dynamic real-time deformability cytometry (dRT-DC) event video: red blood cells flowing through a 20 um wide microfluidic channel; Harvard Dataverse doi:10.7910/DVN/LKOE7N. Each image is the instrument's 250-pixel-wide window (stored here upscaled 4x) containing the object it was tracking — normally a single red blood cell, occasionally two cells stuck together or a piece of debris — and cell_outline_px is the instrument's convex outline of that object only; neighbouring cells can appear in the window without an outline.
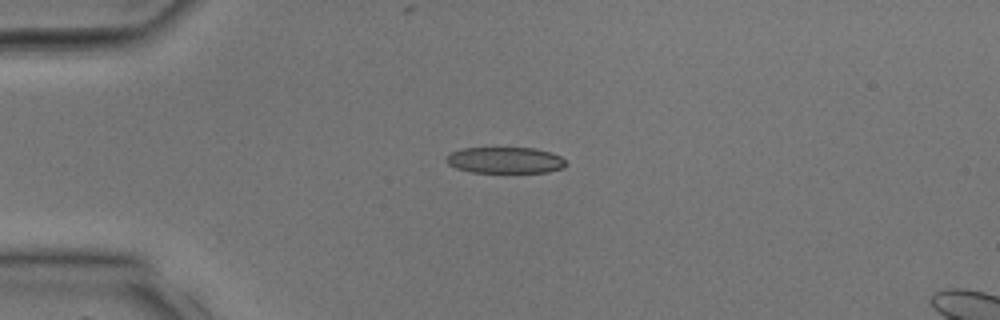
{"species": "common noctule bat (a hibernating species)", "species_latin": "Nyctalus noctula", "temperature_condition": "room temperature", "stored_images_in_passage": 3, "camera_frame_rate_fps": 3000, "um_per_image_px": 0.085, "animal": {"sex": "male", "body_mass_g": 17.9, "forearm_length_mm": 54.2}, "frame": {"image": 1, "passage_image": 2, "time_ms": 0.333, "image_size_px": [1000, 320], "cell_outline_px": [[568, 164], [564, 168], [548, 172], [472, 172], [456, 168], [448, 164], [444, 160], [444, 156], [460, 148], [536, 148], [552, 152], [560, 156]], "centroid_in_image_um": [42.93, 13.61], "position_along_channel_um": 42.1, "area_um2": 18.5}}